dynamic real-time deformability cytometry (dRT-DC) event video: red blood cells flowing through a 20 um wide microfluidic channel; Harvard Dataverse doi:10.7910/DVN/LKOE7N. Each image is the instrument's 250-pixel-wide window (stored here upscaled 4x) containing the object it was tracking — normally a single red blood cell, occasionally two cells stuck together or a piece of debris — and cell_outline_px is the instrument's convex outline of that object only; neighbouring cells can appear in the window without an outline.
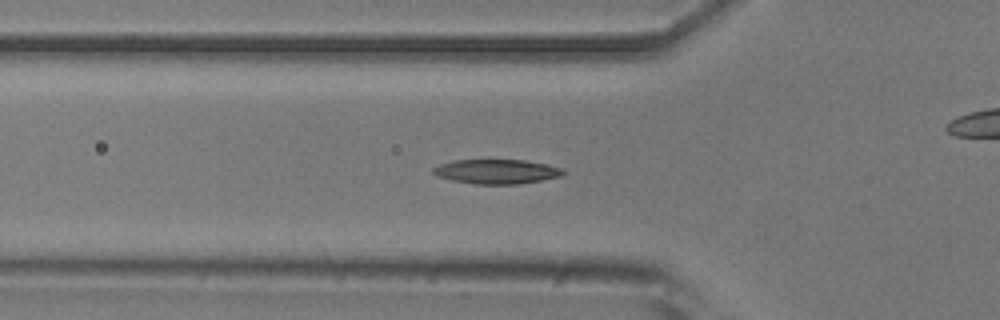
{"species": "common noctule bat (a hibernating species)", "species_latin": "Nyctalus noctula", "temperature_condition": "room temperature", "stored_images_in_passage": 30, "camera_frame_rate_fps": 3000, "um_per_image_px": 0.085, "animal": {"sex": "male", "body_mass_g": 20.5, "forearm_length_mm": 52.5}, "frame": {"image": 1, "passage_image": 2, "time_ms": 0.333, "image_size_px": [1000, 320], "cell_outline_px": [[564, 172], [560, 176], [520, 184], [476, 184], [452, 180], [436, 176], [432, 172], [432, 168], [440, 164], [452, 160], [524, 160], [544, 164], [560, 168]], "centroid_in_image_um": [42.14, 14.58], "position_along_channel_um": 83.7, "area_um2": 18.32}}
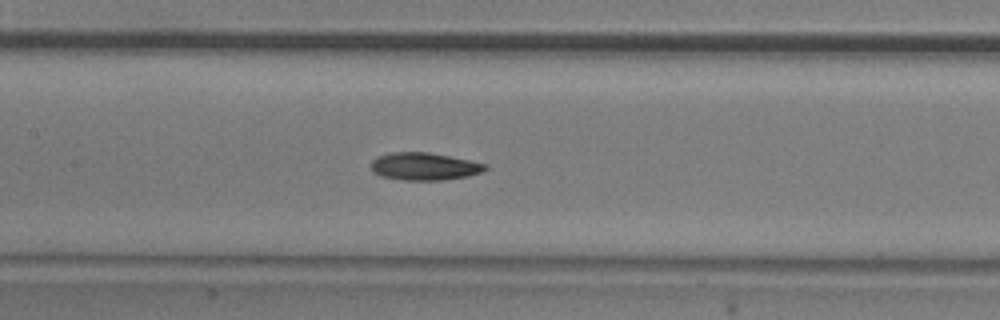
{"frame": {"image": 2, "passage_image": 9, "time_ms": 2.667, "image_size_px": [1000, 320], "cell_outline_px": [[488, 168], [484, 172], [468, 176], [444, 180], [404, 180], [380, 176], [372, 172], [372, 160], [380, 156], [392, 152], [428, 152], [488, 164]], "centroid_in_image_um": [36.1, 14.15], "position_along_channel_um": 171.3, "area_um2": 18.32}}
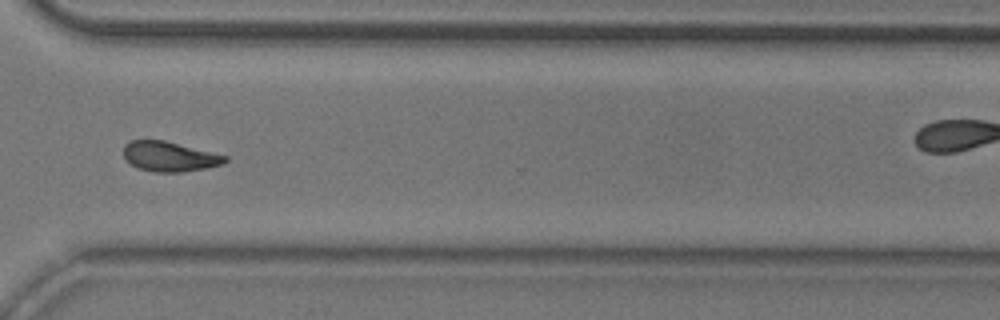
{"frame": {"image": 3, "passage_image": 24, "time_ms": 7.667, "image_size_px": [1000, 320], "cell_outline_px": [[228, 160], [224, 164], [204, 168], [180, 172], [152, 172], [136, 168], [124, 156], [124, 144], [132, 140], [164, 140], [228, 156]], "centroid_in_image_um": [14.41, 13.3], "position_along_channel_um": 356.2, "area_um2": 17.63}}